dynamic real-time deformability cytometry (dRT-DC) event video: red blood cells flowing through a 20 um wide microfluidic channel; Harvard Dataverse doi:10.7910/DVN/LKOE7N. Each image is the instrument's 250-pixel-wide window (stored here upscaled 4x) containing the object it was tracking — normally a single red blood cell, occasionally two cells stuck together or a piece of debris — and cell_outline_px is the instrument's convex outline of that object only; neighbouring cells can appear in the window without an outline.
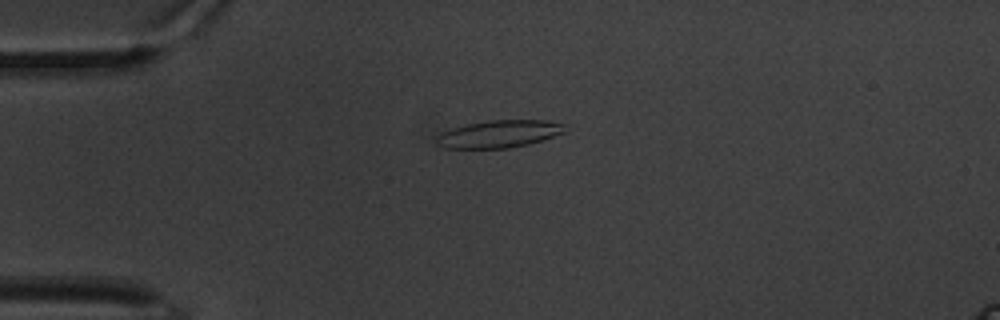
{"species": "common noctule bat (a hibernating species)", "species_latin": "Nyctalus noctula", "temperature_condition": "warm", "stored_images_in_passage": 62, "camera_frame_rate_fps": 3000, "um_per_image_px": 0.085, "animal": {"sex": "male", "body_mass_g": 20.1, "forearm_length_mm": 53.5}, "frame": {"image": 1, "passage_image": 16, "time_ms": 5.0, "image_size_px": [1000, 320], "cell_outline_px": [[572, 128], [564, 132], [528, 144], [508, 148], [444, 148], [436, 144], [436, 136], [440, 132], [452, 128], [468, 124], [488, 120], [544, 120], [564, 124]], "centroid_in_image_um": [42.41, 11.38], "position_along_channel_um": 42.6, "area_um2": 20.58}}
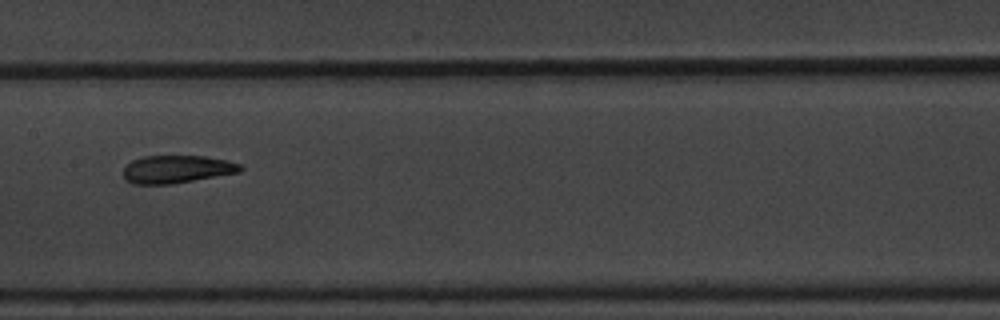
{"frame": {"image": 2, "passage_image": 32, "time_ms": 10.333, "image_size_px": [1000, 320], "cell_outline_px": [[244, 168], [240, 172], [172, 184], [132, 184], [124, 180], [124, 168], [132, 160], [144, 156], [204, 156], [228, 160], [240, 164]], "centroid_in_image_um": [15.03, 14.39], "position_along_channel_um": 192.4, "area_um2": 19.02}}
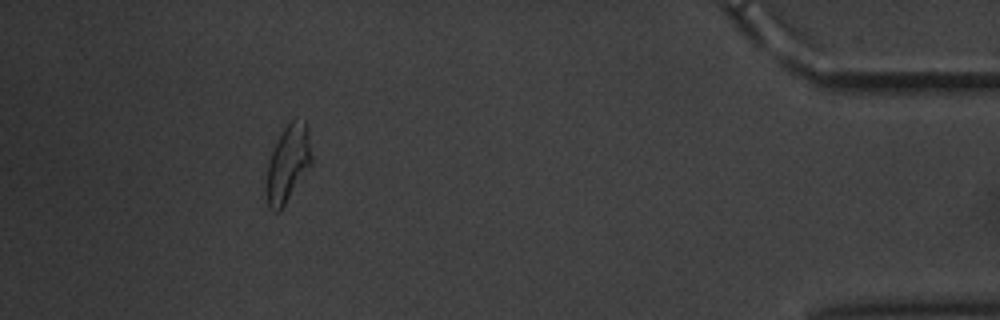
{"frame": {"image": 3, "passage_image": 57, "time_ms": 18.667, "image_size_px": [1000, 320], "cell_outline_px": [[312, 164], [284, 204], [276, 212], [268, 208], [264, 192], [264, 184], [268, 164], [272, 152], [284, 128], [292, 120], [304, 120], [308, 124], [312, 156]], "centroid_in_image_um": [24.46, 13.92], "position_along_channel_um": 410.7, "area_um2": 20.29}, "authors_computed_cell_mechanics": {"area_um2": 20.0855, "velocity_mm_per_s": 3.276, "shape_relaxation_time_tau1_ms": 5.3123, "shape_relaxation_time_tau2_ms": 1.9548, "deformation_change_tau1": 0.1741, "deformation_change_tau2": 0.0791}}